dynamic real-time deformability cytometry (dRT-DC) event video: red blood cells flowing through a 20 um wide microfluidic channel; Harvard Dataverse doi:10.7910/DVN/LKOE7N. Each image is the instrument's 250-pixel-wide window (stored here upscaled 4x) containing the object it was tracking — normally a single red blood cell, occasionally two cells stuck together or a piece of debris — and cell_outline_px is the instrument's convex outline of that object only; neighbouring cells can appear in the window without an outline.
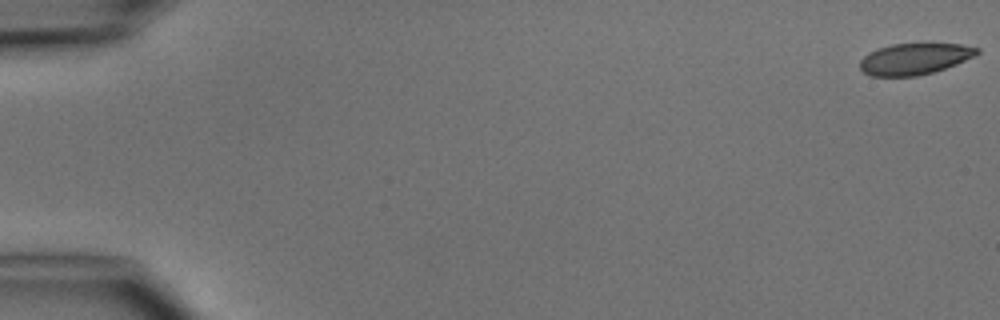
{"species": "common noctule bat (a hibernating species)", "species_latin": "Nyctalus noctula", "temperature_condition": "cold", "stored_images_in_passage": 5, "camera_frame_rate_fps": 3000, "um_per_image_px": 0.085, "animal": {"sex": "male", "body_mass_g": 15.6}, "frame": {"image": 1, "passage_image": 1, "time_ms": 0.0, "image_size_px": [1000, 320], "cell_outline_px": [[980, 52], [976, 56], [956, 64], [932, 72], [916, 76], [872, 76], [864, 72], [860, 68], [860, 60], [868, 52], [892, 44], [960, 44], [980, 48]], "centroid_in_image_um": [77.75, 5.0], "position_along_channel_um": 7.2, "area_um2": 21.21}}
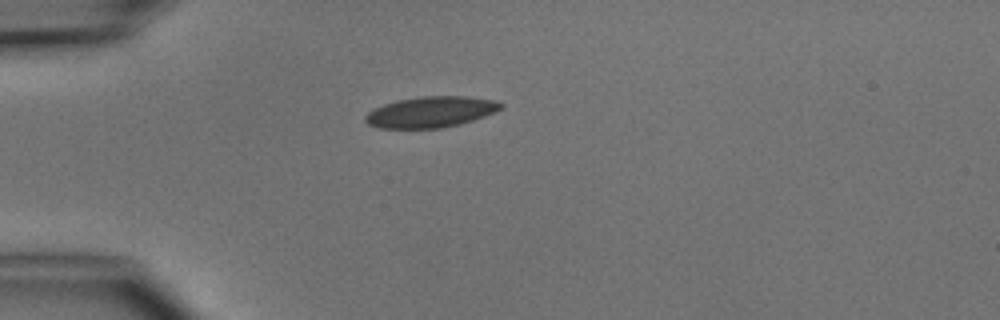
{"frame": {"image": 2, "passage_image": 4, "time_ms": 4.333, "image_size_px": [1000, 320], "cell_outline_px": [[504, 108], [484, 116], [460, 124], [444, 128], [380, 128], [368, 124], [364, 120], [364, 116], [368, 112], [384, 104], [396, 100], [420, 96], [468, 96], [496, 100], [504, 104]], "centroid_in_image_um": [36.64, 9.51], "position_along_channel_um": 48.4, "area_um2": 24.57}}